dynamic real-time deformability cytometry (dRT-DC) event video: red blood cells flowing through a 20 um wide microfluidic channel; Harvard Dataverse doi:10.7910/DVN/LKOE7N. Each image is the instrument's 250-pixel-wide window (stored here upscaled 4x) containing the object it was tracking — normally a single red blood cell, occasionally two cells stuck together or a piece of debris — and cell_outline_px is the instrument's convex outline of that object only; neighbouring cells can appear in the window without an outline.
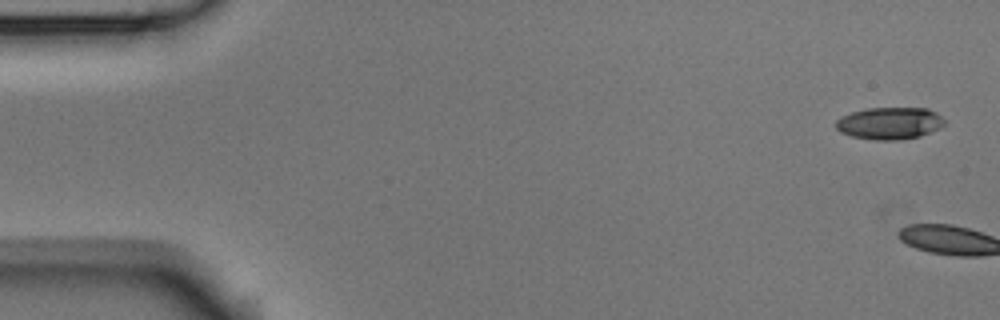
{"species": "Egyptian fruit bat (a non-hibernating species)", "species_latin": "Rousettus aegyptiacus", "temperature_condition": "room temperature", "stored_images_in_passage": 6, "camera_frame_rate_fps": 3000, "um_per_image_px": 0.085, "animal": {"sex": "male"}, "frame": {"image": 1, "passage_image": 1, "time_ms": 0.0, "image_size_px": [1000, 320], "cell_outline_px": [[944, 124], [940, 128], [920, 136], [900, 140], [876, 140], [852, 136], [840, 132], [836, 128], [836, 120], [840, 116], [852, 112], [868, 108], [928, 108], [936, 112], [944, 120]], "centroid_in_image_um": [75.61, 10.47], "position_along_channel_um": 9.4, "area_um2": 20.35}}
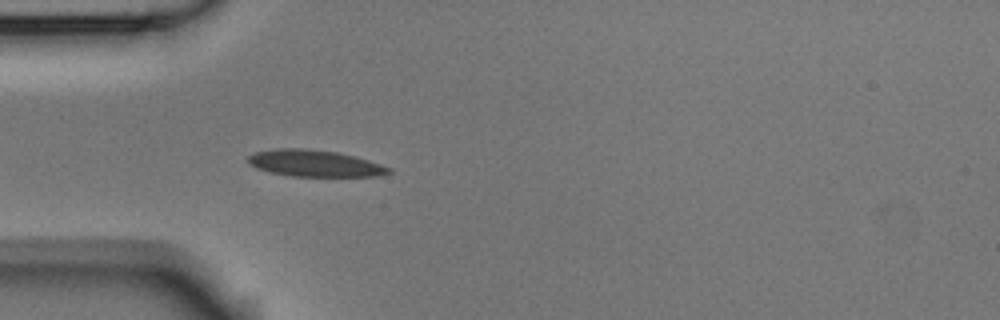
{"frame": {"image": 2, "passage_image": 6, "time_ms": 1.667, "image_size_px": [1000, 320], "cell_outline_px": [[392, 172], [380, 176], [292, 176], [268, 172], [256, 168], [248, 164], [248, 156], [256, 152], [276, 148], [304, 148], [336, 152], [368, 160], [392, 168]], "centroid_in_image_um": [26.72, 13.89], "position_along_channel_um": 58.3, "area_um2": 21.79}}